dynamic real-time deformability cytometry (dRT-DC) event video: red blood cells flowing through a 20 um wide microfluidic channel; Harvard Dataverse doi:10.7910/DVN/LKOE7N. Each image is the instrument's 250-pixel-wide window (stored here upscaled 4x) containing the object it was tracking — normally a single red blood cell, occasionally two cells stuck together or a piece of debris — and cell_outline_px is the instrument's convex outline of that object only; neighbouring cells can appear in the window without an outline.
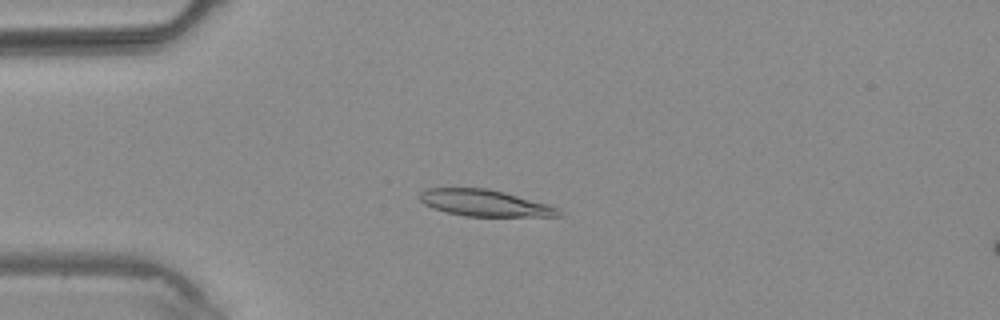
{"species": "common noctule bat (a hibernating species)", "species_latin": "Nyctalus noctula", "temperature_condition": "warm", "stored_images_in_passage": 2, "camera_frame_rate_fps": 3000, "um_per_image_px": 0.085, "animal": {"sex": "male", "body_mass_g": 20.4}, "frame": {"image": 1, "passage_image": 2, "time_ms": 1.333, "image_size_px": [1000, 320], "cell_outline_px": [[564, 216], [464, 216], [432, 208], [424, 204], [420, 200], [420, 192], [424, 188], [488, 188], [504, 192], [548, 204], [560, 208], [564, 212]], "centroid_in_image_um": [41.23, 17.25], "position_along_channel_um": 43.8, "area_um2": 21.56}}